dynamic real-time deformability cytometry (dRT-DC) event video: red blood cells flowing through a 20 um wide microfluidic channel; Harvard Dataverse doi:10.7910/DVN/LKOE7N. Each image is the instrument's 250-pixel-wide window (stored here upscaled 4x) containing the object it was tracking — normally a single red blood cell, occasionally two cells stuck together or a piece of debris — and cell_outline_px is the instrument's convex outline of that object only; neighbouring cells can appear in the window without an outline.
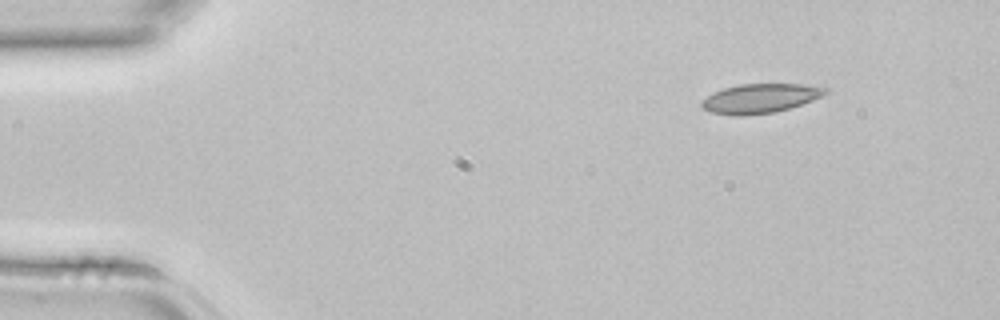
{"species": "common noctule bat (a hibernating species)", "species_latin": "Nyctalus noctula", "temperature_condition": "room temperature", "stored_images_in_passage": 2, "camera_frame_rate_fps": 3000, "um_per_image_px": 0.085, "animal": {"sex": "female", "body_mass_g": 22.7, "forearm_length_mm": 54.2}, "frame": {"image": 1, "passage_image": 1, "time_ms": 0.0, "image_size_px": [1000, 320], "cell_outline_px": [[828, 92], [812, 100], [776, 112], [744, 116], [732, 116], [708, 112], [700, 108], [700, 100], [712, 92], [724, 88], [740, 84], [804, 84], [828, 88]], "centroid_in_image_um": [64.51, 8.37], "position_along_channel_um": 20.5, "area_um2": 21.39}}
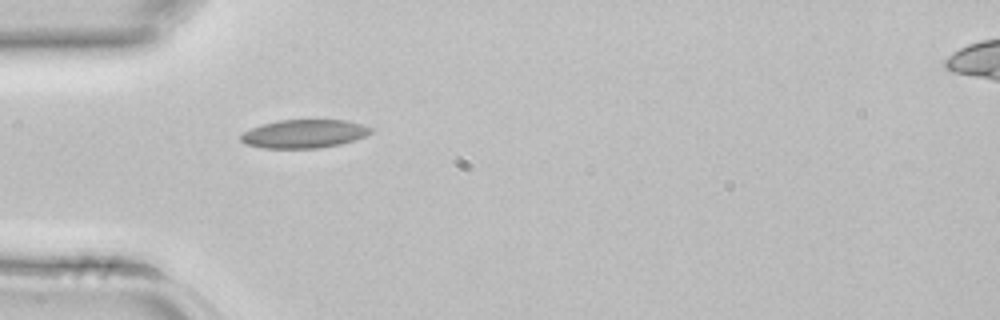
{"frame": {"image": 2, "passage_image": 2, "time_ms": 0.333, "image_size_px": [1000, 320], "cell_outline_px": [[372, 132], [364, 136], [340, 144], [320, 148], [260, 148], [244, 144], [240, 140], [240, 136], [244, 132], [252, 128], [264, 124], [280, 120], [344, 120], [360, 124], [372, 128]], "centroid_in_image_um": [25.81, 11.38], "position_along_channel_um": 59.2, "area_um2": 21.33}}